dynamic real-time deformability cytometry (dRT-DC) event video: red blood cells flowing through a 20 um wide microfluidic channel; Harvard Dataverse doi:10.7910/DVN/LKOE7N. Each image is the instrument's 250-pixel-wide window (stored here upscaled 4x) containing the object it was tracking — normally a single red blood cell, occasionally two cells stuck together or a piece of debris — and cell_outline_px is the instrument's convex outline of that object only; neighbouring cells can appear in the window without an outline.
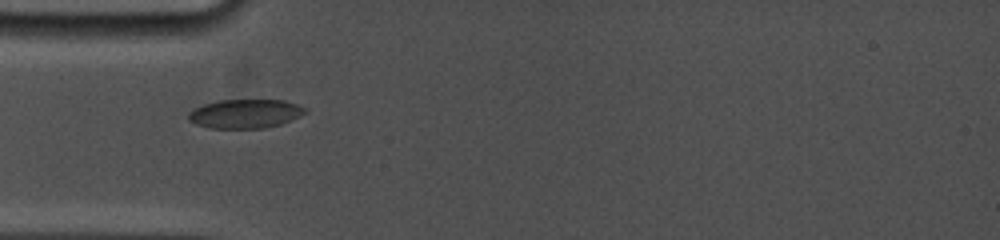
{"species": "common noctule bat (a hibernating species)", "species_latin": "Nyctalus noctula", "temperature_condition": "cold", "stored_images_in_passage": 15, "camera_frame_rate_fps": 5000, "um_per_image_px": 0.085, "animal": {"sex": "female", "body_mass_g": 19.0, "forearm_length_mm": 53.3}, "frame": {"image": 1, "passage_image": 11, "time_ms": 5.0, "image_size_px": [1000, 240], "cell_outline_px": [[308, 112], [300, 116], [280, 124], [264, 128], [212, 128], [196, 124], [188, 120], [188, 112], [204, 104], [220, 100], [284, 100], [308, 108]], "centroid_in_image_um": [20.87, 9.66], "position_along_channel_um": 64.1, "area_um2": 19.65}}
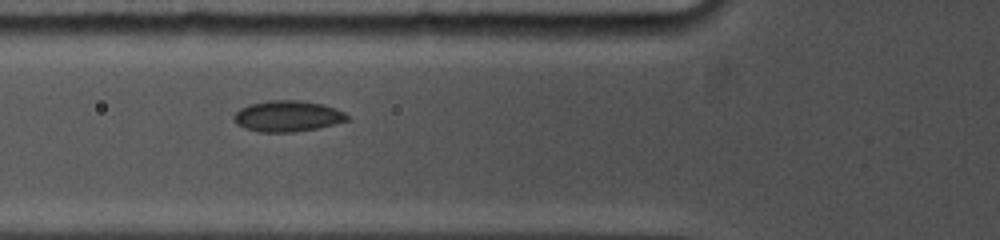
{"frame": {"image": 2, "passage_image": 13, "time_ms": 6.0, "image_size_px": [1000, 240], "cell_outline_px": [[352, 116], [348, 120], [320, 128], [292, 132], [260, 132], [244, 128], [236, 124], [232, 116], [240, 108], [252, 104], [268, 100], [300, 100], [324, 104], [336, 108]], "centroid_in_image_um": [24.47, 9.87], "position_along_channel_um": 101.3, "area_um2": 20.69}}
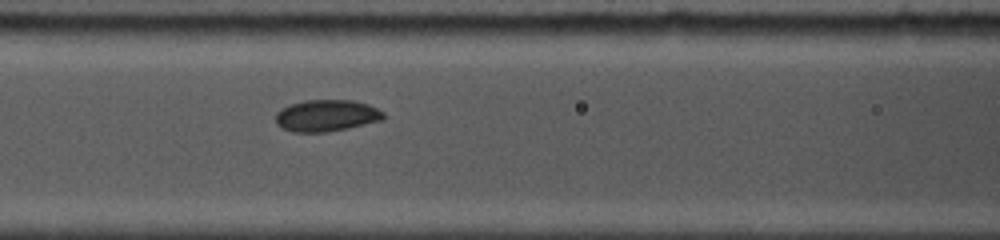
{"frame": {"image": 3, "passage_image": 15, "time_ms": 7.0, "image_size_px": [1000, 240], "cell_outline_px": [[384, 120], [348, 128], [324, 132], [292, 132], [276, 124], [276, 112], [280, 108], [304, 100], [352, 100], [368, 104], [384, 112]], "centroid_in_image_um": [27.75, 9.82], "position_along_channel_um": 138.8, "area_um2": 19.94}}